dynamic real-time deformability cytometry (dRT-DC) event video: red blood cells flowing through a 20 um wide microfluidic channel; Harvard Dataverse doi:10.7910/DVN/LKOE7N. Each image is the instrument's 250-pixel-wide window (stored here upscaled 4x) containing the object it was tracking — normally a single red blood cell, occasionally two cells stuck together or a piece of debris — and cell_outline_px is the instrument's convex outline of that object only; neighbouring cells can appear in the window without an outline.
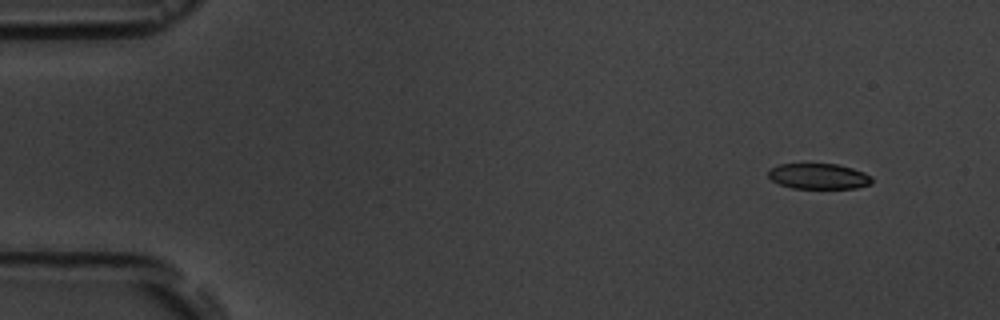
{"species": "common noctule bat (a hibernating species)", "species_latin": "Nyctalus noctula", "temperature_condition": "room temperature", "stored_images_in_passage": 5, "camera_frame_rate_fps": 3000, "um_per_image_px": 0.085, "animal": {"sex": "male", "body_mass_g": 19.5, "forearm_length_mm": 54.6}, "frame": {"image": 1, "passage_image": 1, "time_ms": 0.0, "image_size_px": [1000, 320], "cell_outline_px": [[872, 184], [856, 188], [792, 188], [780, 184], [772, 180], [768, 176], [768, 168], [780, 164], [840, 164], [864, 172], [872, 176]], "centroid_in_image_um": [69.6, 14.98], "position_along_channel_um": 15.4, "area_um2": 15.55}}
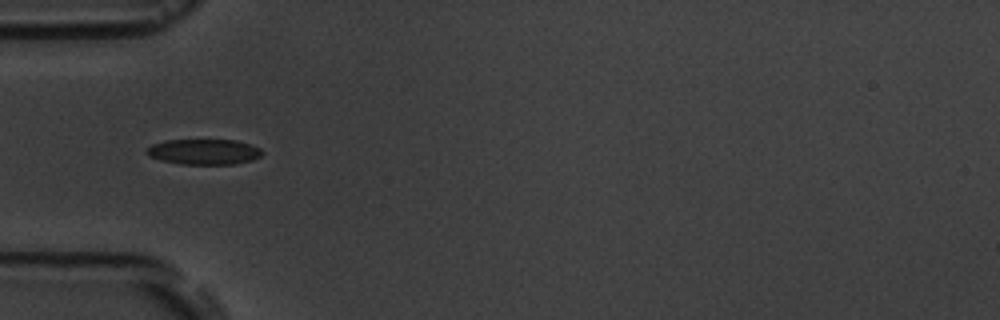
{"frame": {"image": 2, "passage_image": 4, "time_ms": 4.333, "image_size_px": [1000, 320], "cell_outline_px": [[264, 152], [260, 156], [252, 160], [236, 164], [180, 164], [160, 160], [148, 156], [144, 152], [152, 144], [164, 140], [236, 140], [260, 148]], "centroid_in_image_um": [17.31, 12.9], "position_along_channel_um": 67.7, "area_um2": 17.22}}
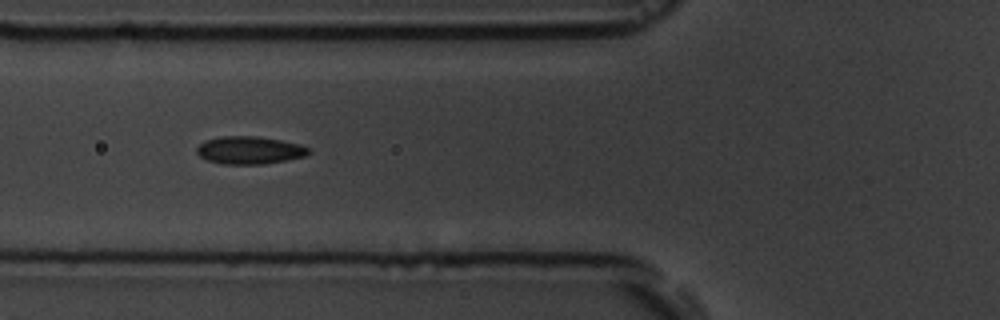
{"frame": {"image": 3, "passage_image": 5, "time_ms": 5.333, "image_size_px": [1000, 320], "cell_outline_px": [[312, 152], [304, 156], [264, 164], [220, 164], [208, 160], [200, 156], [196, 152], [196, 148], [204, 140], [220, 136], [256, 136], [280, 140], [300, 144], [312, 148]], "centroid_in_image_um": [21.21, 12.76], "position_along_channel_um": 104.6, "area_um2": 18.15}}